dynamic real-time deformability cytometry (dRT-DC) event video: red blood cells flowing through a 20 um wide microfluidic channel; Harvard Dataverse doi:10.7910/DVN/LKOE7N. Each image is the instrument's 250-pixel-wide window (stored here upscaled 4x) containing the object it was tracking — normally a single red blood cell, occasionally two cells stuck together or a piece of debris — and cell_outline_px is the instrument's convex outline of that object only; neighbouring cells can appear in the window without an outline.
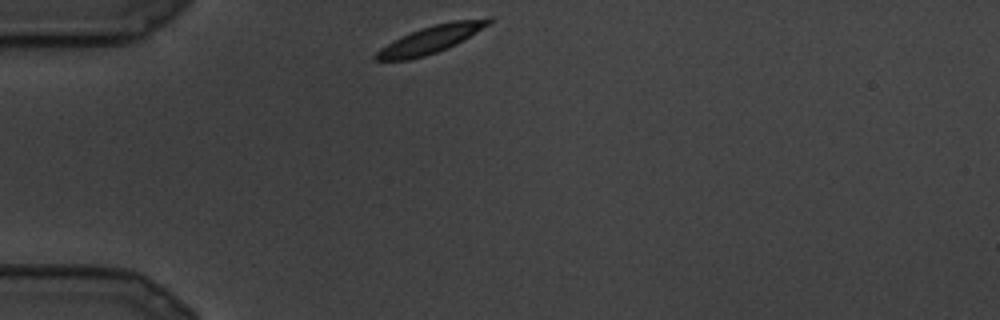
{"species": "common noctule bat (a hibernating species)", "species_latin": "Nyctalus noctula", "temperature_condition": "cold", "stored_images_in_passage": 5, "camera_frame_rate_fps": 3000, "um_per_image_px": 0.085, "animal": {"sex": "male", "body_mass_g": 19.5, "forearm_length_mm": 54.6}, "frame": {"image": 1, "passage_image": 1, "time_ms": 0.0, "image_size_px": [1000, 320], "cell_outline_px": [[492, 20], [488, 24], [464, 40], [448, 48], [424, 56], [408, 60], [376, 60], [376, 52], [380, 48], [412, 32], [436, 24], [452, 20], [488, 16], [492, 16]], "centroid_in_image_um": [36.71, 3.32], "position_along_channel_um": 48.3, "area_um2": 17.63}}
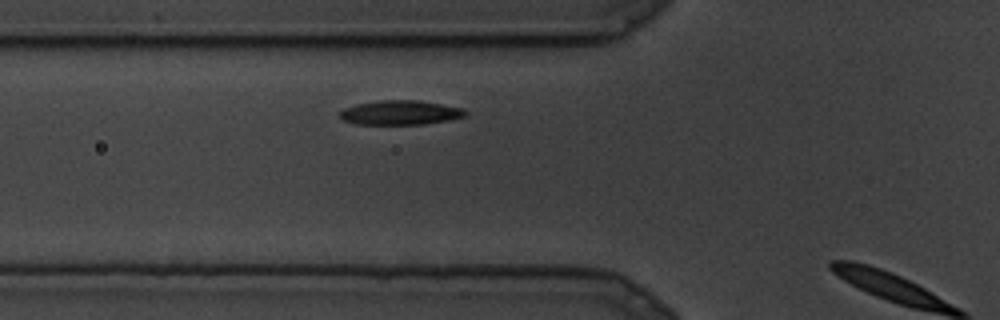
{"frame": {"image": 2, "passage_image": 4, "time_ms": 1.0, "image_size_px": [1000, 320], "cell_outline_px": [[468, 112], [464, 116], [448, 120], [424, 124], [356, 124], [344, 120], [340, 116], [340, 112], [344, 108], [360, 104], [380, 100], [420, 100], [464, 108]], "centroid_in_image_um": [34.07, 9.57], "position_along_channel_um": 91.7, "area_um2": 17.69}}